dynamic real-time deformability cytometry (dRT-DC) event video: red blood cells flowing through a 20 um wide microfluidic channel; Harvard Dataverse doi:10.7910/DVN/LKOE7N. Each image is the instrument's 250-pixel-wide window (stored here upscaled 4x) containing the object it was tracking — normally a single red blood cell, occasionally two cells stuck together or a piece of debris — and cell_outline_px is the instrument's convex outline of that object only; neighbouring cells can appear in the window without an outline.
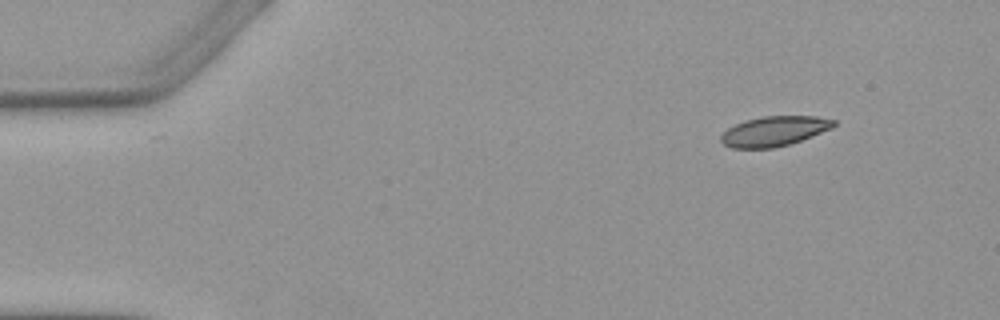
{"species": "Egyptian fruit bat (a non-hibernating species)", "species_latin": "Rousettus aegyptiacus", "temperature_condition": "warm", "stored_images_in_passage": 3, "camera_frame_rate_fps": 3000, "um_per_image_px": 0.085, "animal": {"sex": "female"}, "frame": {"image": 1, "passage_image": 1, "time_ms": 0.0, "image_size_px": [1000, 320], "cell_outline_px": [[836, 124], [832, 128], [800, 140], [788, 144], [772, 148], [732, 148], [724, 144], [720, 140], [720, 136], [728, 128], [744, 120], [764, 116], [816, 116], [836, 120]], "centroid_in_image_um": [65.8, 11.14], "position_along_channel_um": 19.2, "area_um2": 19.48}}